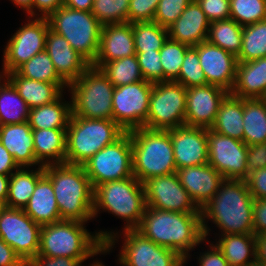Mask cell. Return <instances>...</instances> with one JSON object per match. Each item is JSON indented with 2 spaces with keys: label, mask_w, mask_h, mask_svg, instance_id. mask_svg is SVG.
I'll use <instances>...</instances> for the list:
<instances>
[{
  "label": "cell",
  "mask_w": 266,
  "mask_h": 266,
  "mask_svg": "<svg viewBox=\"0 0 266 266\" xmlns=\"http://www.w3.org/2000/svg\"><path fill=\"white\" fill-rule=\"evenodd\" d=\"M0 75H7L6 71L3 69Z\"/></svg>",
  "instance_id": "a7ac6f4b"
},
{
  "label": "cell",
  "mask_w": 266,
  "mask_h": 266,
  "mask_svg": "<svg viewBox=\"0 0 266 266\" xmlns=\"http://www.w3.org/2000/svg\"><path fill=\"white\" fill-rule=\"evenodd\" d=\"M243 98L228 93L221 101L212 131L243 141Z\"/></svg>",
  "instance_id": "f546056e"
},
{
  "label": "cell",
  "mask_w": 266,
  "mask_h": 266,
  "mask_svg": "<svg viewBox=\"0 0 266 266\" xmlns=\"http://www.w3.org/2000/svg\"><path fill=\"white\" fill-rule=\"evenodd\" d=\"M5 78H6V75H0V81H1V79L3 80Z\"/></svg>",
  "instance_id": "003e7915"
},
{
  "label": "cell",
  "mask_w": 266,
  "mask_h": 266,
  "mask_svg": "<svg viewBox=\"0 0 266 266\" xmlns=\"http://www.w3.org/2000/svg\"><path fill=\"white\" fill-rule=\"evenodd\" d=\"M90 266H105V265H103V263L99 262L98 260V261L93 262Z\"/></svg>",
  "instance_id": "e7e4bbea"
},
{
  "label": "cell",
  "mask_w": 266,
  "mask_h": 266,
  "mask_svg": "<svg viewBox=\"0 0 266 266\" xmlns=\"http://www.w3.org/2000/svg\"><path fill=\"white\" fill-rule=\"evenodd\" d=\"M136 55L132 23H116L102 26L99 51L91 65L99 69L103 64Z\"/></svg>",
  "instance_id": "603a6c76"
},
{
  "label": "cell",
  "mask_w": 266,
  "mask_h": 266,
  "mask_svg": "<svg viewBox=\"0 0 266 266\" xmlns=\"http://www.w3.org/2000/svg\"><path fill=\"white\" fill-rule=\"evenodd\" d=\"M245 181L252 197L266 199V167L253 171Z\"/></svg>",
  "instance_id": "f907efd6"
},
{
  "label": "cell",
  "mask_w": 266,
  "mask_h": 266,
  "mask_svg": "<svg viewBox=\"0 0 266 266\" xmlns=\"http://www.w3.org/2000/svg\"><path fill=\"white\" fill-rule=\"evenodd\" d=\"M26 266H82L79 259H72L68 257H48L37 255L32 258Z\"/></svg>",
  "instance_id": "f5cc1de1"
},
{
  "label": "cell",
  "mask_w": 266,
  "mask_h": 266,
  "mask_svg": "<svg viewBox=\"0 0 266 266\" xmlns=\"http://www.w3.org/2000/svg\"><path fill=\"white\" fill-rule=\"evenodd\" d=\"M0 142L19 168L39 164L34 156L32 128L28 121L0 126Z\"/></svg>",
  "instance_id": "d4e9b609"
},
{
  "label": "cell",
  "mask_w": 266,
  "mask_h": 266,
  "mask_svg": "<svg viewBox=\"0 0 266 266\" xmlns=\"http://www.w3.org/2000/svg\"><path fill=\"white\" fill-rule=\"evenodd\" d=\"M10 176L0 174V201L6 204Z\"/></svg>",
  "instance_id": "94428289"
},
{
  "label": "cell",
  "mask_w": 266,
  "mask_h": 266,
  "mask_svg": "<svg viewBox=\"0 0 266 266\" xmlns=\"http://www.w3.org/2000/svg\"><path fill=\"white\" fill-rule=\"evenodd\" d=\"M137 230L155 244L175 250L185 261L190 257L189 251L206 240L201 213L147 207Z\"/></svg>",
  "instance_id": "3957f363"
},
{
  "label": "cell",
  "mask_w": 266,
  "mask_h": 266,
  "mask_svg": "<svg viewBox=\"0 0 266 266\" xmlns=\"http://www.w3.org/2000/svg\"><path fill=\"white\" fill-rule=\"evenodd\" d=\"M128 132L132 145L133 175L141 183L151 177L177 172L169 130L142 127Z\"/></svg>",
  "instance_id": "5b68a950"
},
{
  "label": "cell",
  "mask_w": 266,
  "mask_h": 266,
  "mask_svg": "<svg viewBox=\"0 0 266 266\" xmlns=\"http://www.w3.org/2000/svg\"><path fill=\"white\" fill-rule=\"evenodd\" d=\"M253 232L254 235L266 233V199L253 197Z\"/></svg>",
  "instance_id": "816d5d0a"
},
{
  "label": "cell",
  "mask_w": 266,
  "mask_h": 266,
  "mask_svg": "<svg viewBox=\"0 0 266 266\" xmlns=\"http://www.w3.org/2000/svg\"><path fill=\"white\" fill-rule=\"evenodd\" d=\"M192 0H160L153 22L168 28L182 14Z\"/></svg>",
  "instance_id": "f6af8a7d"
},
{
  "label": "cell",
  "mask_w": 266,
  "mask_h": 266,
  "mask_svg": "<svg viewBox=\"0 0 266 266\" xmlns=\"http://www.w3.org/2000/svg\"><path fill=\"white\" fill-rule=\"evenodd\" d=\"M15 5L25 10L27 14L33 17V0H11Z\"/></svg>",
  "instance_id": "6125c7cd"
},
{
  "label": "cell",
  "mask_w": 266,
  "mask_h": 266,
  "mask_svg": "<svg viewBox=\"0 0 266 266\" xmlns=\"http://www.w3.org/2000/svg\"><path fill=\"white\" fill-rule=\"evenodd\" d=\"M181 185L201 209L218 191L224 177L209 163L177 169Z\"/></svg>",
  "instance_id": "7402d4cb"
},
{
  "label": "cell",
  "mask_w": 266,
  "mask_h": 266,
  "mask_svg": "<svg viewBox=\"0 0 266 266\" xmlns=\"http://www.w3.org/2000/svg\"><path fill=\"white\" fill-rule=\"evenodd\" d=\"M210 22L196 0H192L168 29L169 39L189 47L207 40Z\"/></svg>",
  "instance_id": "cb8c5ba5"
},
{
  "label": "cell",
  "mask_w": 266,
  "mask_h": 266,
  "mask_svg": "<svg viewBox=\"0 0 266 266\" xmlns=\"http://www.w3.org/2000/svg\"><path fill=\"white\" fill-rule=\"evenodd\" d=\"M29 111L13 84L7 78L0 81V126L28 121Z\"/></svg>",
  "instance_id": "e575fe53"
},
{
  "label": "cell",
  "mask_w": 266,
  "mask_h": 266,
  "mask_svg": "<svg viewBox=\"0 0 266 266\" xmlns=\"http://www.w3.org/2000/svg\"><path fill=\"white\" fill-rule=\"evenodd\" d=\"M248 266H266V264H264L258 260H255V261L251 262Z\"/></svg>",
  "instance_id": "be15d7a7"
},
{
  "label": "cell",
  "mask_w": 266,
  "mask_h": 266,
  "mask_svg": "<svg viewBox=\"0 0 266 266\" xmlns=\"http://www.w3.org/2000/svg\"><path fill=\"white\" fill-rule=\"evenodd\" d=\"M136 56L145 81L151 83L163 82V69L159 50L136 53Z\"/></svg>",
  "instance_id": "bcb514c9"
},
{
  "label": "cell",
  "mask_w": 266,
  "mask_h": 266,
  "mask_svg": "<svg viewBox=\"0 0 266 266\" xmlns=\"http://www.w3.org/2000/svg\"><path fill=\"white\" fill-rule=\"evenodd\" d=\"M216 245L230 266H248L256 260L254 234H224L219 236Z\"/></svg>",
  "instance_id": "4dcf8cb0"
},
{
  "label": "cell",
  "mask_w": 266,
  "mask_h": 266,
  "mask_svg": "<svg viewBox=\"0 0 266 266\" xmlns=\"http://www.w3.org/2000/svg\"><path fill=\"white\" fill-rule=\"evenodd\" d=\"M256 260L266 264V233L256 235Z\"/></svg>",
  "instance_id": "680465c9"
},
{
  "label": "cell",
  "mask_w": 266,
  "mask_h": 266,
  "mask_svg": "<svg viewBox=\"0 0 266 266\" xmlns=\"http://www.w3.org/2000/svg\"><path fill=\"white\" fill-rule=\"evenodd\" d=\"M32 134L39 166L65 164L66 129H32Z\"/></svg>",
  "instance_id": "f1b7e54d"
},
{
  "label": "cell",
  "mask_w": 266,
  "mask_h": 266,
  "mask_svg": "<svg viewBox=\"0 0 266 266\" xmlns=\"http://www.w3.org/2000/svg\"><path fill=\"white\" fill-rule=\"evenodd\" d=\"M28 169L30 168L21 167L10 175L7 207L24 209L32 196L37 181L44 175V166L38 165L37 170Z\"/></svg>",
  "instance_id": "836d02e7"
},
{
  "label": "cell",
  "mask_w": 266,
  "mask_h": 266,
  "mask_svg": "<svg viewBox=\"0 0 266 266\" xmlns=\"http://www.w3.org/2000/svg\"><path fill=\"white\" fill-rule=\"evenodd\" d=\"M52 31L62 35L90 65L99 51L102 25L91 11L71 9L65 5L47 17Z\"/></svg>",
  "instance_id": "ba28073f"
},
{
  "label": "cell",
  "mask_w": 266,
  "mask_h": 266,
  "mask_svg": "<svg viewBox=\"0 0 266 266\" xmlns=\"http://www.w3.org/2000/svg\"><path fill=\"white\" fill-rule=\"evenodd\" d=\"M188 48L189 46L169 38L164 43L163 47L159 50L163 69V82L175 81L179 77L181 65Z\"/></svg>",
  "instance_id": "60d3db41"
},
{
  "label": "cell",
  "mask_w": 266,
  "mask_h": 266,
  "mask_svg": "<svg viewBox=\"0 0 266 266\" xmlns=\"http://www.w3.org/2000/svg\"><path fill=\"white\" fill-rule=\"evenodd\" d=\"M22 25L4 49L3 68L6 73L16 71L30 58L45 50L46 35L49 23L45 17H36Z\"/></svg>",
  "instance_id": "9a60e30c"
},
{
  "label": "cell",
  "mask_w": 266,
  "mask_h": 266,
  "mask_svg": "<svg viewBox=\"0 0 266 266\" xmlns=\"http://www.w3.org/2000/svg\"><path fill=\"white\" fill-rule=\"evenodd\" d=\"M18 168L13 156L0 142V174L10 176L14 173L13 170L16 171Z\"/></svg>",
  "instance_id": "6f0895ef"
},
{
  "label": "cell",
  "mask_w": 266,
  "mask_h": 266,
  "mask_svg": "<svg viewBox=\"0 0 266 266\" xmlns=\"http://www.w3.org/2000/svg\"><path fill=\"white\" fill-rule=\"evenodd\" d=\"M243 142L266 143V98L243 99Z\"/></svg>",
  "instance_id": "d6a6232c"
},
{
  "label": "cell",
  "mask_w": 266,
  "mask_h": 266,
  "mask_svg": "<svg viewBox=\"0 0 266 266\" xmlns=\"http://www.w3.org/2000/svg\"><path fill=\"white\" fill-rule=\"evenodd\" d=\"M186 88L174 81L153 83L149 113L144 123L148 129L169 130L185 125Z\"/></svg>",
  "instance_id": "30bf717a"
},
{
  "label": "cell",
  "mask_w": 266,
  "mask_h": 266,
  "mask_svg": "<svg viewBox=\"0 0 266 266\" xmlns=\"http://www.w3.org/2000/svg\"><path fill=\"white\" fill-rule=\"evenodd\" d=\"M63 93L53 102L31 108L28 123L32 129H67L71 101L62 100Z\"/></svg>",
  "instance_id": "1f68e13d"
},
{
  "label": "cell",
  "mask_w": 266,
  "mask_h": 266,
  "mask_svg": "<svg viewBox=\"0 0 266 266\" xmlns=\"http://www.w3.org/2000/svg\"><path fill=\"white\" fill-rule=\"evenodd\" d=\"M135 52L160 50L169 38L168 29L155 22L132 23Z\"/></svg>",
  "instance_id": "f35d334b"
},
{
  "label": "cell",
  "mask_w": 266,
  "mask_h": 266,
  "mask_svg": "<svg viewBox=\"0 0 266 266\" xmlns=\"http://www.w3.org/2000/svg\"><path fill=\"white\" fill-rule=\"evenodd\" d=\"M210 251L207 250L199 257L200 266H230L224 258L223 253L215 244H210Z\"/></svg>",
  "instance_id": "db71d44e"
},
{
  "label": "cell",
  "mask_w": 266,
  "mask_h": 266,
  "mask_svg": "<svg viewBox=\"0 0 266 266\" xmlns=\"http://www.w3.org/2000/svg\"><path fill=\"white\" fill-rule=\"evenodd\" d=\"M99 69L105 74L114 87L144 80L136 55L107 62Z\"/></svg>",
  "instance_id": "8d00e7d4"
},
{
  "label": "cell",
  "mask_w": 266,
  "mask_h": 266,
  "mask_svg": "<svg viewBox=\"0 0 266 266\" xmlns=\"http://www.w3.org/2000/svg\"><path fill=\"white\" fill-rule=\"evenodd\" d=\"M6 207V204L3 201H0V214L2 210Z\"/></svg>",
  "instance_id": "03108f58"
},
{
  "label": "cell",
  "mask_w": 266,
  "mask_h": 266,
  "mask_svg": "<svg viewBox=\"0 0 266 266\" xmlns=\"http://www.w3.org/2000/svg\"><path fill=\"white\" fill-rule=\"evenodd\" d=\"M208 163L224 179L247 178L248 146L240 140L207 129Z\"/></svg>",
  "instance_id": "2e32d148"
},
{
  "label": "cell",
  "mask_w": 266,
  "mask_h": 266,
  "mask_svg": "<svg viewBox=\"0 0 266 266\" xmlns=\"http://www.w3.org/2000/svg\"><path fill=\"white\" fill-rule=\"evenodd\" d=\"M185 88L206 84V77L199 64L198 52L195 47H189L181 65L179 77L174 81Z\"/></svg>",
  "instance_id": "ee69618b"
},
{
  "label": "cell",
  "mask_w": 266,
  "mask_h": 266,
  "mask_svg": "<svg viewBox=\"0 0 266 266\" xmlns=\"http://www.w3.org/2000/svg\"><path fill=\"white\" fill-rule=\"evenodd\" d=\"M211 23L230 19V0H196Z\"/></svg>",
  "instance_id": "c3c4849f"
},
{
  "label": "cell",
  "mask_w": 266,
  "mask_h": 266,
  "mask_svg": "<svg viewBox=\"0 0 266 266\" xmlns=\"http://www.w3.org/2000/svg\"><path fill=\"white\" fill-rule=\"evenodd\" d=\"M16 72L29 79L49 83H66L56 72L49 54L46 50L39 52L26 63L21 65Z\"/></svg>",
  "instance_id": "ab89813d"
},
{
  "label": "cell",
  "mask_w": 266,
  "mask_h": 266,
  "mask_svg": "<svg viewBox=\"0 0 266 266\" xmlns=\"http://www.w3.org/2000/svg\"><path fill=\"white\" fill-rule=\"evenodd\" d=\"M228 93L210 84L186 88L185 125L210 129L216 120L219 105Z\"/></svg>",
  "instance_id": "ac0fdd59"
},
{
  "label": "cell",
  "mask_w": 266,
  "mask_h": 266,
  "mask_svg": "<svg viewBox=\"0 0 266 266\" xmlns=\"http://www.w3.org/2000/svg\"><path fill=\"white\" fill-rule=\"evenodd\" d=\"M195 48L206 84L219 86L230 93L235 82L237 57L207 40Z\"/></svg>",
  "instance_id": "d6986e66"
},
{
  "label": "cell",
  "mask_w": 266,
  "mask_h": 266,
  "mask_svg": "<svg viewBox=\"0 0 266 266\" xmlns=\"http://www.w3.org/2000/svg\"><path fill=\"white\" fill-rule=\"evenodd\" d=\"M230 94L243 98H266V57L237 63Z\"/></svg>",
  "instance_id": "484cf974"
},
{
  "label": "cell",
  "mask_w": 266,
  "mask_h": 266,
  "mask_svg": "<svg viewBox=\"0 0 266 266\" xmlns=\"http://www.w3.org/2000/svg\"><path fill=\"white\" fill-rule=\"evenodd\" d=\"M146 206L182 213H201L181 185L178 174L151 177L143 182Z\"/></svg>",
  "instance_id": "e0dca14e"
},
{
  "label": "cell",
  "mask_w": 266,
  "mask_h": 266,
  "mask_svg": "<svg viewBox=\"0 0 266 266\" xmlns=\"http://www.w3.org/2000/svg\"><path fill=\"white\" fill-rule=\"evenodd\" d=\"M85 223L74 220H60L41 227L38 255L68 257L84 262L90 257L110 252L118 233L99 231L93 235ZM117 234V235H116Z\"/></svg>",
  "instance_id": "6da1fadb"
},
{
  "label": "cell",
  "mask_w": 266,
  "mask_h": 266,
  "mask_svg": "<svg viewBox=\"0 0 266 266\" xmlns=\"http://www.w3.org/2000/svg\"><path fill=\"white\" fill-rule=\"evenodd\" d=\"M6 78L13 84L30 109L55 101L62 94L64 88H68L66 87L67 83L36 81L24 78L16 71L7 73Z\"/></svg>",
  "instance_id": "83f0119b"
},
{
  "label": "cell",
  "mask_w": 266,
  "mask_h": 266,
  "mask_svg": "<svg viewBox=\"0 0 266 266\" xmlns=\"http://www.w3.org/2000/svg\"><path fill=\"white\" fill-rule=\"evenodd\" d=\"M130 0H94L91 13L104 26L128 22Z\"/></svg>",
  "instance_id": "7bdbcfd3"
},
{
  "label": "cell",
  "mask_w": 266,
  "mask_h": 266,
  "mask_svg": "<svg viewBox=\"0 0 266 266\" xmlns=\"http://www.w3.org/2000/svg\"><path fill=\"white\" fill-rule=\"evenodd\" d=\"M24 212L41 226L61 220L51 180L45 174L37 181Z\"/></svg>",
  "instance_id": "4316f807"
},
{
  "label": "cell",
  "mask_w": 266,
  "mask_h": 266,
  "mask_svg": "<svg viewBox=\"0 0 266 266\" xmlns=\"http://www.w3.org/2000/svg\"><path fill=\"white\" fill-rule=\"evenodd\" d=\"M94 0H63V5L82 11H91Z\"/></svg>",
  "instance_id": "91938a15"
},
{
  "label": "cell",
  "mask_w": 266,
  "mask_h": 266,
  "mask_svg": "<svg viewBox=\"0 0 266 266\" xmlns=\"http://www.w3.org/2000/svg\"><path fill=\"white\" fill-rule=\"evenodd\" d=\"M230 19L241 26L266 19V0H230Z\"/></svg>",
  "instance_id": "b9f144b4"
},
{
  "label": "cell",
  "mask_w": 266,
  "mask_h": 266,
  "mask_svg": "<svg viewBox=\"0 0 266 266\" xmlns=\"http://www.w3.org/2000/svg\"><path fill=\"white\" fill-rule=\"evenodd\" d=\"M44 174L51 180L61 220L85 223L93 219L94 189L83 166L48 165Z\"/></svg>",
  "instance_id": "277c9868"
},
{
  "label": "cell",
  "mask_w": 266,
  "mask_h": 266,
  "mask_svg": "<svg viewBox=\"0 0 266 266\" xmlns=\"http://www.w3.org/2000/svg\"><path fill=\"white\" fill-rule=\"evenodd\" d=\"M243 26L232 19L213 21L209 24L207 41L238 56L242 46Z\"/></svg>",
  "instance_id": "d590c367"
},
{
  "label": "cell",
  "mask_w": 266,
  "mask_h": 266,
  "mask_svg": "<svg viewBox=\"0 0 266 266\" xmlns=\"http://www.w3.org/2000/svg\"><path fill=\"white\" fill-rule=\"evenodd\" d=\"M160 0H130L128 22H152Z\"/></svg>",
  "instance_id": "7dc6e473"
},
{
  "label": "cell",
  "mask_w": 266,
  "mask_h": 266,
  "mask_svg": "<svg viewBox=\"0 0 266 266\" xmlns=\"http://www.w3.org/2000/svg\"><path fill=\"white\" fill-rule=\"evenodd\" d=\"M0 266H26L21 257L0 238Z\"/></svg>",
  "instance_id": "11a10c76"
},
{
  "label": "cell",
  "mask_w": 266,
  "mask_h": 266,
  "mask_svg": "<svg viewBox=\"0 0 266 266\" xmlns=\"http://www.w3.org/2000/svg\"><path fill=\"white\" fill-rule=\"evenodd\" d=\"M45 50L58 75L67 83L78 79L91 65L60 34L48 29Z\"/></svg>",
  "instance_id": "44dd1931"
},
{
  "label": "cell",
  "mask_w": 266,
  "mask_h": 266,
  "mask_svg": "<svg viewBox=\"0 0 266 266\" xmlns=\"http://www.w3.org/2000/svg\"><path fill=\"white\" fill-rule=\"evenodd\" d=\"M93 189L107 181L133 176L132 145L129 132L105 146L83 165Z\"/></svg>",
  "instance_id": "8fae6325"
},
{
  "label": "cell",
  "mask_w": 266,
  "mask_h": 266,
  "mask_svg": "<svg viewBox=\"0 0 266 266\" xmlns=\"http://www.w3.org/2000/svg\"><path fill=\"white\" fill-rule=\"evenodd\" d=\"M125 132L113 119H87L71 115L66 129L65 164L82 166Z\"/></svg>",
  "instance_id": "52a82bcc"
},
{
  "label": "cell",
  "mask_w": 266,
  "mask_h": 266,
  "mask_svg": "<svg viewBox=\"0 0 266 266\" xmlns=\"http://www.w3.org/2000/svg\"><path fill=\"white\" fill-rule=\"evenodd\" d=\"M63 6V0H33V18L39 14H35L34 9H38L40 17L47 18L52 12Z\"/></svg>",
  "instance_id": "9f6ffc18"
},
{
  "label": "cell",
  "mask_w": 266,
  "mask_h": 266,
  "mask_svg": "<svg viewBox=\"0 0 266 266\" xmlns=\"http://www.w3.org/2000/svg\"><path fill=\"white\" fill-rule=\"evenodd\" d=\"M204 237L209 234L206 220L214 222L221 234H254L253 197L247 182L224 179L217 193L200 209Z\"/></svg>",
  "instance_id": "7a4b0ae2"
},
{
  "label": "cell",
  "mask_w": 266,
  "mask_h": 266,
  "mask_svg": "<svg viewBox=\"0 0 266 266\" xmlns=\"http://www.w3.org/2000/svg\"><path fill=\"white\" fill-rule=\"evenodd\" d=\"M153 83L139 81L115 87L112 97V119L126 132L144 127Z\"/></svg>",
  "instance_id": "7c38bea8"
},
{
  "label": "cell",
  "mask_w": 266,
  "mask_h": 266,
  "mask_svg": "<svg viewBox=\"0 0 266 266\" xmlns=\"http://www.w3.org/2000/svg\"><path fill=\"white\" fill-rule=\"evenodd\" d=\"M247 177L253 171L266 167V143L248 146Z\"/></svg>",
  "instance_id": "681fc988"
},
{
  "label": "cell",
  "mask_w": 266,
  "mask_h": 266,
  "mask_svg": "<svg viewBox=\"0 0 266 266\" xmlns=\"http://www.w3.org/2000/svg\"><path fill=\"white\" fill-rule=\"evenodd\" d=\"M146 208L143 183L134 175L107 181L94 188L93 218L98 216L100 209L111 212L126 221L123 230L137 229Z\"/></svg>",
  "instance_id": "8992f818"
},
{
  "label": "cell",
  "mask_w": 266,
  "mask_h": 266,
  "mask_svg": "<svg viewBox=\"0 0 266 266\" xmlns=\"http://www.w3.org/2000/svg\"><path fill=\"white\" fill-rule=\"evenodd\" d=\"M67 87L72 96L71 115L112 120V97L115 87L100 69L90 66Z\"/></svg>",
  "instance_id": "9c48e42d"
},
{
  "label": "cell",
  "mask_w": 266,
  "mask_h": 266,
  "mask_svg": "<svg viewBox=\"0 0 266 266\" xmlns=\"http://www.w3.org/2000/svg\"><path fill=\"white\" fill-rule=\"evenodd\" d=\"M169 131L176 169L208 163L206 128L183 125Z\"/></svg>",
  "instance_id": "ffe728a7"
},
{
  "label": "cell",
  "mask_w": 266,
  "mask_h": 266,
  "mask_svg": "<svg viewBox=\"0 0 266 266\" xmlns=\"http://www.w3.org/2000/svg\"><path fill=\"white\" fill-rule=\"evenodd\" d=\"M124 231V244L119 253L122 266H184L185 258L170 248L159 246L137 229Z\"/></svg>",
  "instance_id": "5bb4252c"
},
{
  "label": "cell",
  "mask_w": 266,
  "mask_h": 266,
  "mask_svg": "<svg viewBox=\"0 0 266 266\" xmlns=\"http://www.w3.org/2000/svg\"><path fill=\"white\" fill-rule=\"evenodd\" d=\"M41 225L24 209L5 207L0 214V238L27 264L38 255Z\"/></svg>",
  "instance_id": "4fadbf2b"
},
{
  "label": "cell",
  "mask_w": 266,
  "mask_h": 266,
  "mask_svg": "<svg viewBox=\"0 0 266 266\" xmlns=\"http://www.w3.org/2000/svg\"><path fill=\"white\" fill-rule=\"evenodd\" d=\"M266 57V19L243 26L242 46L237 60L247 62Z\"/></svg>",
  "instance_id": "74e56055"
}]
</instances>
